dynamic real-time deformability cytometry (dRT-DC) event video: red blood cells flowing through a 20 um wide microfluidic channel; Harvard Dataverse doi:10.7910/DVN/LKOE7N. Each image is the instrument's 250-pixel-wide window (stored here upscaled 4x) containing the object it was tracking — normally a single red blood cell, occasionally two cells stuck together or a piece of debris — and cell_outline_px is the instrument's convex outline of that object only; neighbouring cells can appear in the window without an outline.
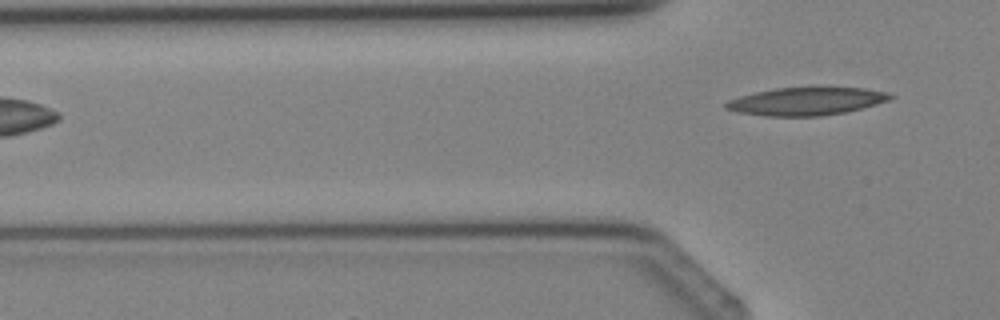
{"species": "Egyptian fruit bat (a non-hibernating species)", "species_latin": "Rousettus aegyptiacus", "temperature_condition": "cold", "stored_images_in_passage": 3, "camera_frame_rate_fps": 3000, "um_per_image_px": 0.085, "animal": {"sex": "female"}, "frame": {"image": 1, "passage_image": 3, "time_ms": 2.333, "image_size_px": [1000, 320], "cell_outline_px": [[896, 96], [892, 100], [848, 112], [820, 116], [764, 116], [736, 112], [724, 108], [724, 104], [728, 100], [740, 96], [756, 92], [776, 88], [864, 88], [888, 92]], "centroid_in_image_um": [68.57, 8.62], "position_along_channel_um": 57.2, "area_um2": 26.82}}